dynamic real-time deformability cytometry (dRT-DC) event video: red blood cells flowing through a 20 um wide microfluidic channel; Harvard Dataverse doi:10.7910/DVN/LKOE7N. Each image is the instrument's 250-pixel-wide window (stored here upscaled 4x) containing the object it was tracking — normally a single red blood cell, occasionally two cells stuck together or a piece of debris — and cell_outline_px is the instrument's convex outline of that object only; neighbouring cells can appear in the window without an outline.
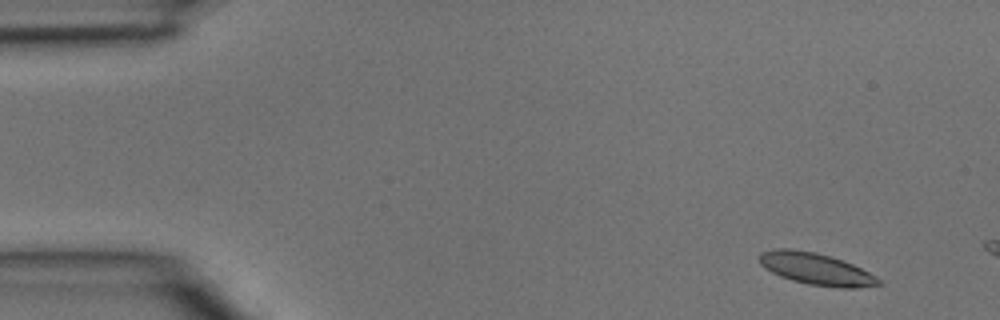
{"species": "common noctule bat (a hibernating species)", "species_latin": "Nyctalus noctula", "temperature_condition": "room temperature", "stored_images_in_passage": 2, "camera_frame_rate_fps": 3000, "um_per_image_px": 0.085, "animal": {"sex": "male", "body_mass_g": 15.6}, "frame": {"image": 1, "passage_image": 2, "time_ms": 0.333, "image_size_px": [1000, 320], "cell_outline_px": [[884, 284], [856, 288], [840, 288], [808, 284], [792, 280], [780, 276], [764, 268], [760, 264], [760, 252], [776, 248], [788, 248], [816, 252], [832, 256], [844, 260], [876, 276]], "centroid_in_image_um": [69.37, 22.85], "position_along_channel_um": 15.6, "area_um2": 22.25}}